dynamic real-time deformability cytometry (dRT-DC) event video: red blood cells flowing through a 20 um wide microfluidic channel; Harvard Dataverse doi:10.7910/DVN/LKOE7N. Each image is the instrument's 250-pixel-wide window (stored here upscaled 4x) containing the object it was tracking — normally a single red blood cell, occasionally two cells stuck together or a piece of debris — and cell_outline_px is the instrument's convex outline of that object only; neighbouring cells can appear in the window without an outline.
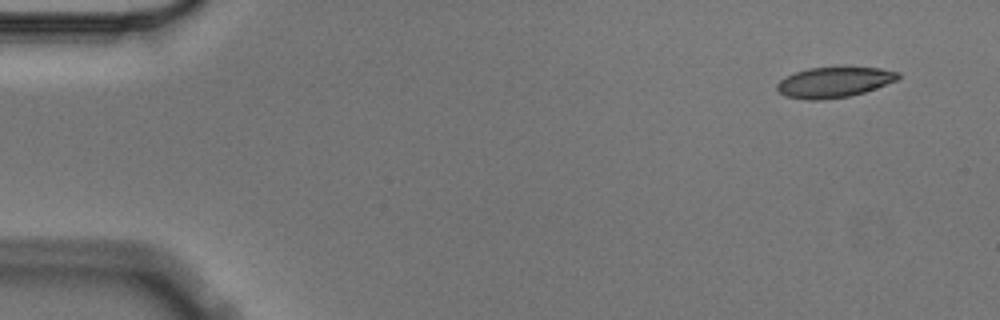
{"species": "Egyptian fruit bat (a non-hibernating species)", "species_latin": "Rousettus aegyptiacus", "temperature_condition": "cold", "stored_images_in_passage": 10, "camera_frame_rate_fps": 3000, "um_per_image_px": 0.085, "animal": {"sex": "male"}, "frame": {"image": 1, "passage_image": 1, "time_ms": 0.0, "image_size_px": [1000, 320], "cell_outline_px": [[900, 76], [896, 80], [876, 88], [864, 92], [848, 96], [820, 100], [804, 100], [784, 96], [776, 88], [776, 84], [780, 80], [796, 72], [808, 68], [880, 68], [900, 72]], "centroid_in_image_um": [70.87, 7.0], "position_along_channel_um": 14.1, "area_um2": 21.21}}
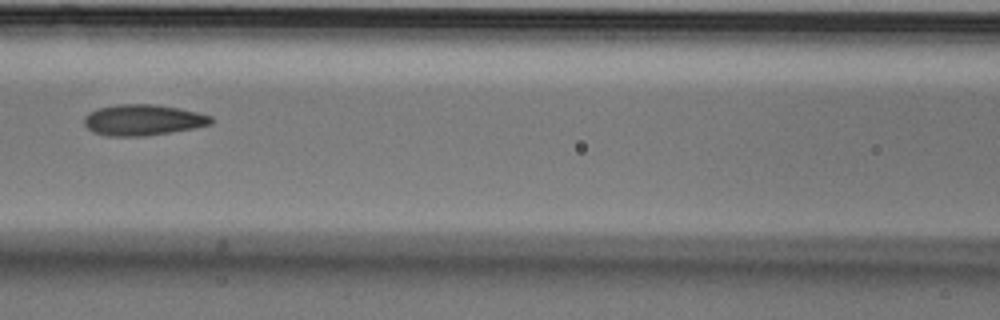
{"frame": {"image": 2, "passage_image": 6, "time_ms": 1.667, "image_size_px": [1000, 320], "cell_outline_px": [[216, 120], [212, 124], [196, 128], [172, 132], [144, 136], [108, 136], [92, 132], [84, 124], [84, 116], [88, 112], [96, 108], [116, 104], [152, 104], [180, 108], [212, 116]], "centroid_in_image_um": [12.16, 10.19], "position_along_channel_um": 154.4, "area_um2": 23.24}}
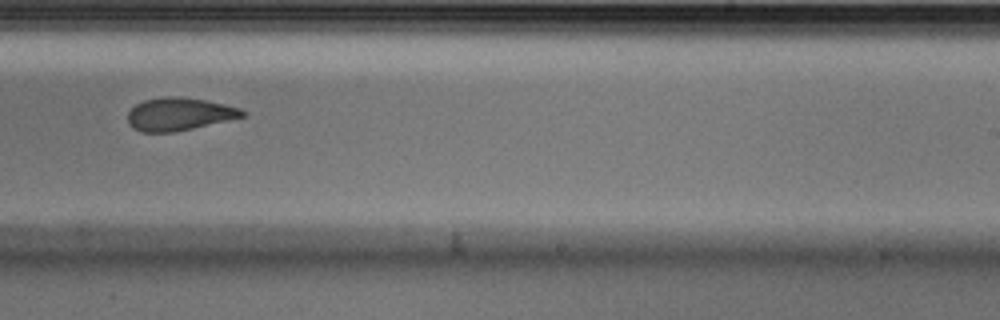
{"frame": {"image": 3, "passage_image": 9, "time_ms": 2.667, "image_size_px": [1000, 320], "cell_outline_px": [[248, 112], [244, 116], [176, 132], [140, 132], [132, 128], [128, 124], [128, 112], [136, 104], [144, 100], [164, 96], [180, 96], [204, 100], [224, 104], [240, 108]], "centroid_in_image_um": [15.2, 9.7], "position_along_channel_um": 273.8, "area_um2": 21.96}}